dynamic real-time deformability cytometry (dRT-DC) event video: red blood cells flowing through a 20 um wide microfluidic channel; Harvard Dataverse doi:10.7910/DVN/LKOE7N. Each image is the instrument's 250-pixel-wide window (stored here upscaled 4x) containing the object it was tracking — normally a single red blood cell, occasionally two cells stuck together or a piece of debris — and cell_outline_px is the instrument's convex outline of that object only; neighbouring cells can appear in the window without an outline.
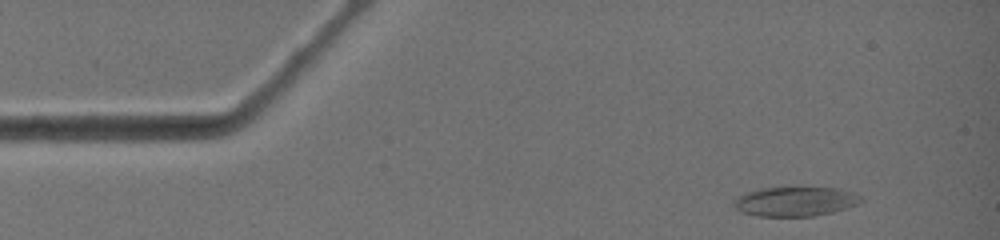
{"species": "common noctule bat (a hibernating species)", "species_latin": "Nyctalus noctula", "temperature_condition": "warm", "stored_images_in_passage": 6, "camera_frame_rate_fps": 3000, "um_per_image_px": 0.085, "animal": {"sex": "female", "body_mass_g": 19.0, "forearm_length_mm": 51.5}, "frame": {"image": 1, "passage_image": 3, "time_ms": 0.667, "image_size_px": [1000, 240], "cell_outline_px": [[864, 200], [848, 208], [832, 212], [812, 216], [756, 216], [740, 212], [732, 204], [732, 200], [736, 196], [744, 192], [760, 188], [800, 184], [840, 188], [852, 192], [860, 196]], "centroid_in_image_um": [67.56, 17.06], "position_along_channel_um": 17.4, "area_um2": 23.12}}